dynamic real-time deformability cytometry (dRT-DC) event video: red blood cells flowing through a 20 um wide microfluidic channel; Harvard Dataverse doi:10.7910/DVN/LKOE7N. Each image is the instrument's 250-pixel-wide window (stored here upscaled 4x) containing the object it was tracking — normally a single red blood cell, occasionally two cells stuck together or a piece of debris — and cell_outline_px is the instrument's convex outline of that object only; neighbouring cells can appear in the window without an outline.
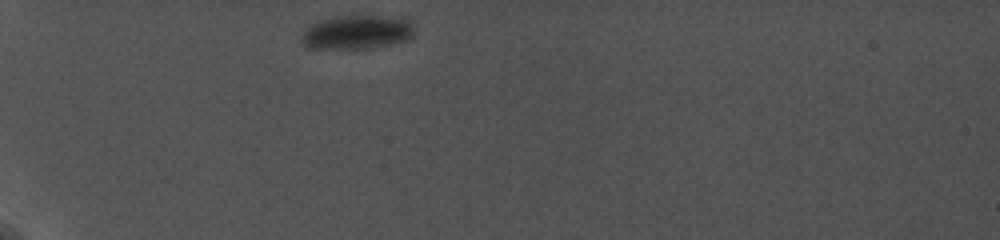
{"species": "common noctule bat (a hibernating species)", "species_latin": "Nyctalus noctula", "temperature_condition": "cold", "stored_images_in_passage": 71, "camera_frame_rate_fps": 5000, "um_per_image_px": 0.085, "animal": {"sex": "female", "body_mass_g": 19.0, "forearm_length_mm": 56.7}, "frame": {"image": 1, "passage_image": 1, "time_ms": 0.0, "image_size_px": [1000, 240], "cell_outline_px": [[412, 36], [404, 40], [388, 44], [368, 48], [308, 48], [300, 40], [300, 36], [308, 24], [316, 20], [336, 16], [376, 16], [408, 20], [412, 24]], "centroid_in_image_um": [30.2, 2.73], "position_along_channel_um": 54.8, "area_um2": 22.02}}
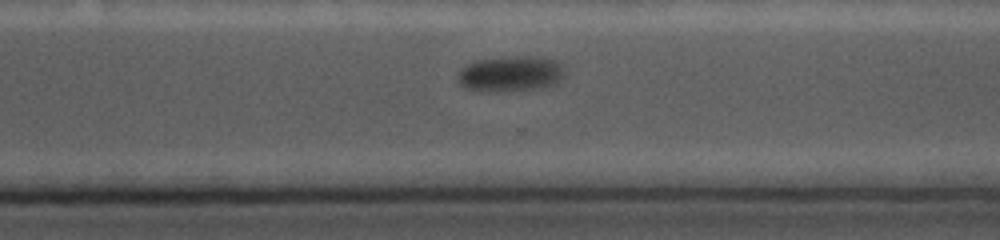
{"frame": {"image": 2, "passage_image": 51, "time_ms": 9.0, "image_size_px": [1000, 240], "cell_outline_px": [[564, 80], [556, 84], [544, 88], [508, 92], [500, 92], [464, 88], [456, 80], [456, 76], [468, 64], [476, 60], [516, 56], [524, 56], [552, 60], [564, 72]], "centroid_in_image_um": [43.38, 6.31], "position_along_channel_um": 327.2, "area_um2": 22.08}}
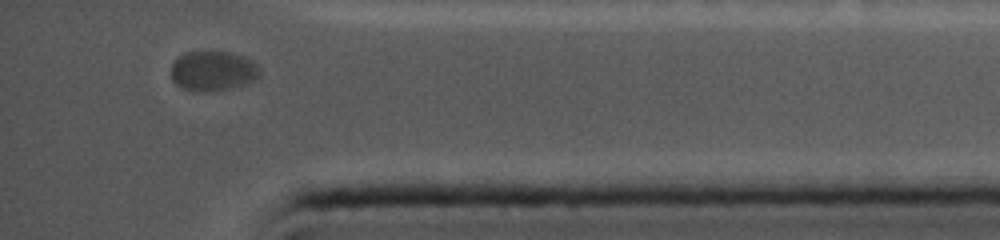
{"frame": {"image": 3, "passage_image": 66, "time_ms": 11.6, "image_size_px": [1000, 240], "cell_outline_px": [[260, 76], [248, 84], [232, 88], [208, 92], [196, 92], [180, 88], [172, 80], [172, 64], [184, 52], [208, 48], [232, 52], [244, 56], [252, 60], [260, 68]], "centroid_in_image_um": [18.11, 5.99], "position_along_channel_um": 417.1, "area_um2": 21.62}}